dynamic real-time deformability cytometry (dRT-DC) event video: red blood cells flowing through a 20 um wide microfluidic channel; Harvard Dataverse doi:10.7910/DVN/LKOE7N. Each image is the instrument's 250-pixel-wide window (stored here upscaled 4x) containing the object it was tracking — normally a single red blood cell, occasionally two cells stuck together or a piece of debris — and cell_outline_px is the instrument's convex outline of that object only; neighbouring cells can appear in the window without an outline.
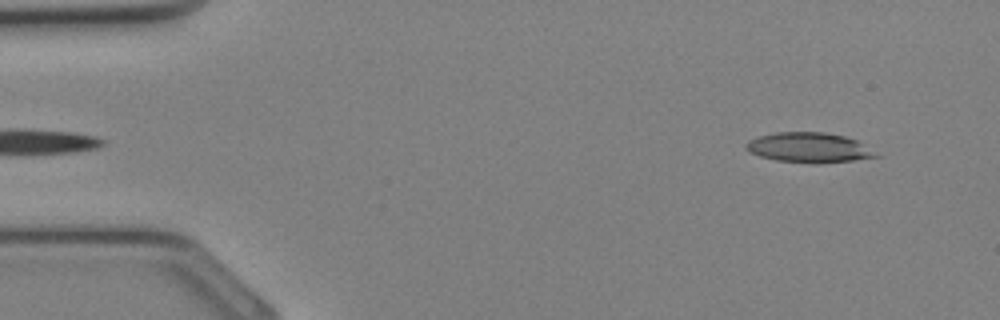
{"species": "Egyptian fruit bat (a non-hibernating species)", "species_latin": "Rousettus aegyptiacus", "temperature_condition": "cold", "stored_images_in_passage": 32, "camera_frame_rate_fps": 3000, "um_per_image_px": 0.085, "animal": {"sex": "female"}, "frame": {"image": 1, "passage_image": 1, "time_ms": 0.0, "image_size_px": [1000, 320], "cell_outline_px": [[880, 156], [852, 160], [820, 164], [776, 160], [760, 156], [748, 152], [744, 148], [744, 144], [748, 140], [756, 136], [776, 132], [824, 132], [844, 136], [856, 140]], "centroid_in_image_um": [68.67, 12.54], "position_along_channel_um": 16.3, "area_um2": 22.66}}
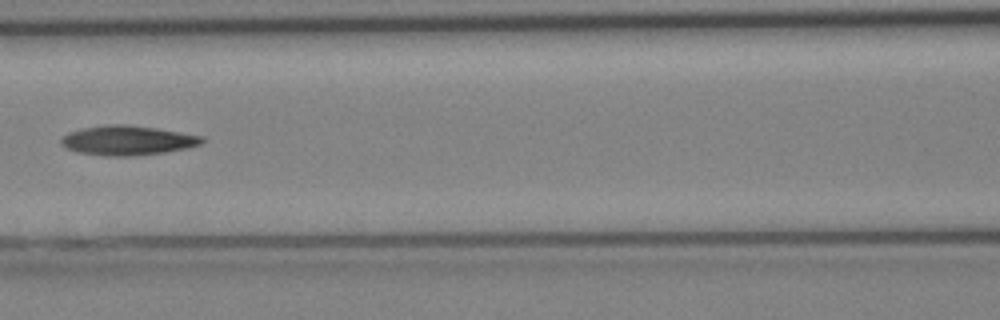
{"frame": {"image": 2, "passage_image": 13, "time_ms": 4.0, "image_size_px": [1000, 320], "cell_outline_px": [[204, 140], [200, 144], [188, 148], [164, 152], [128, 156], [112, 156], [76, 152], [64, 148], [60, 144], [60, 140], [68, 132], [80, 128], [104, 124], [128, 124], [156, 128], [204, 136]], "centroid_in_image_um": [10.8, 11.92], "position_along_channel_um": 155.8, "area_um2": 24.39}}
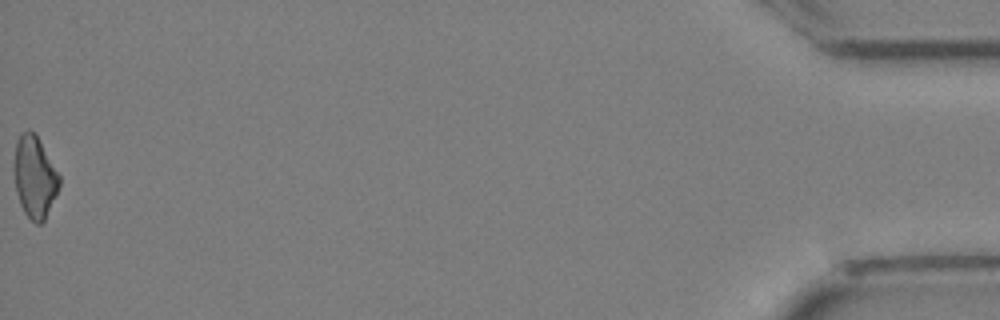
{"frame": {"image": 3, "passage_image": 32, "time_ms": 10.333, "image_size_px": [1000, 320], "cell_outline_px": [[60, 184], [44, 220], [40, 224], [36, 224], [24, 212], [20, 204], [16, 192], [12, 168], [16, 140], [20, 132], [28, 128], [36, 136], [60, 176]], "centroid_in_image_um": [2.89, 15.02], "position_along_channel_um": 432.3, "area_um2": 21.5}}